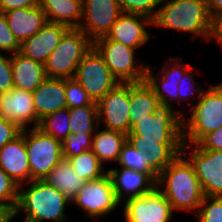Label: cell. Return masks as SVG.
Returning a JSON list of instances; mask_svg holds the SVG:
<instances>
[{"label":"cell","instance_id":"36","mask_svg":"<svg viewBox=\"0 0 222 222\" xmlns=\"http://www.w3.org/2000/svg\"><path fill=\"white\" fill-rule=\"evenodd\" d=\"M19 185L0 168V201L13 211L18 201Z\"/></svg>","mask_w":222,"mask_h":222},{"label":"cell","instance_id":"7","mask_svg":"<svg viewBox=\"0 0 222 222\" xmlns=\"http://www.w3.org/2000/svg\"><path fill=\"white\" fill-rule=\"evenodd\" d=\"M93 47L120 83H140L145 80L147 65L135 62V48L108 39L106 36L95 39Z\"/></svg>","mask_w":222,"mask_h":222},{"label":"cell","instance_id":"31","mask_svg":"<svg viewBox=\"0 0 222 222\" xmlns=\"http://www.w3.org/2000/svg\"><path fill=\"white\" fill-rule=\"evenodd\" d=\"M146 156V152L139 151L130 142L126 141L122 146L117 163L120 165V168L146 173L156 183L158 175L148 166L145 160Z\"/></svg>","mask_w":222,"mask_h":222},{"label":"cell","instance_id":"19","mask_svg":"<svg viewBox=\"0 0 222 222\" xmlns=\"http://www.w3.org/2000/svg\"><path fill=\"white\" fill-rule=\"evenodd\" d=\"M0 168L18 185L31 181L25 145V129L0 149Z\"/></svg>","mask_w":222,"mask_h":222},{"label":"cell","instance_id":"26","mask_svg":"<svg viewBox=\"0 0 222 222\" xmlns=\"http://www.w3.org/2000/svg\"><path fill=\"white\" fill-rule=\"evenodd\" d=\"M97 127L92 138L91 151L104 165L107 161H118L122 146L127 141V135L110 129L98 130Z\"/></svg>","mask_w":222,"mask_h":222},{"label":"cell","instance_id":"43","mask_svg":"<svg viewBox=\"0 0 222 222\" xmlns=\"http://www.w3.org/2000/svg\"><path fill=\"white\" fill-rule=\"evenodd\" d=\"M215 39L218 45L222 48V13L217 15L212 20V34L211 39Z\"/></svg>","mask_w":222,"mask_h":222},{"label":"cell","instance_id":"8","mask_svg":"<svg viewBox=\"0 0 222 222\" xmlns=\"http://www.w3.org/2000/svg\"><path fill=\"white\" fill-rule=\"evenodd\" d=\"M25 145L32 180H44L63 159L62 143L39 128L25 129Z\"/></svg>","mask_w":222,"mask_h":222},{"label":"cell","instance_id":"45","mask_svg":"<svg viewBox=\"0 0 222 222\" xmlns=\"http://www.w3.org/2000/svg\"><path fill=\"white\" fill-rule=\"evenodd\" d=\"M14 219V211L4 202L0 201V222H11Z\"/></svg>","mask_w":222,"mask_h":222},{"label":"cell","instance_id":"25","mask_svg":"<svg viewBox=\"0 0 222 222\" xmlns=\"http://www.w3.org/2000/svg\"><path fill=\"white\" fill-rule=\"evenodd\" d=\"M160 108L157 96L145 81L130 83V129L137 124V120L149 118Z\"/></svg>","mask_w":222,"mask_h":222},{"label":"cell","instance_id":"32","mask_svg":"<svg viewBox=\"0 0 222 222\" xmlns=\"http://www.w3.org/2000/svg\"><path fill=\"white\" fill-rule=\"evenodd\" d=\"M94 134L70 133L62 143L63 159H69L92 149Z\"/></svg>","mask_w":222,"mask_h":222},{"label":"cell","instance_id":"30","mask_svg":"<svg viewBox=\"0 0 222 222\" xmlns=\"http://www.w3.org/2000/svg\"><path fill=\"white\" fill-rule=\"evenodd\" d=\"M69 109L58 110L40 120L39 128L44 134L50 135L61 143L71 133L69 126Z\"/></svg>","mask_w":222,"mask_h":222},{"label":"cell","instance_id":"3","mask_svg":"<svg viewBox=\"0 0 222 222\" xmlns=\"http://www.w3.org/2000/svg\"><path fill=\"white\" fill-rule=\"evenodd\" d=\"M23 185L29 188L22 189ZM68 204L71 201L59 190L44 180H32L19 185L14 218L24 212L22 222H69L65 215Z\"/></svg>","mask_w":222,"mask_h":222},{"label":"cell","instance_id":"42","mask_svg":"<svg viewBox=\"0 0 222 222\" xmlns=\"http://www.w3.org/2000/svg\"><path fill=\"white\" fill-rule=\"evenodd\" d=\"M39 4V0H0V11L8 12L17 8H32Z\"/></svg>","mask_w":222,"mask_h":222},{"label":"cell","instance_id":"41","mask_svg":"<svg viewBox=\"0 0 222 222\" xmlns=\"http://www.w3.org/2000/svg\"><path fill=\"white\" fill-rule=\"evenodd\" d=\"M196 145L200 149L222 151V126L216 131L204 135Z\"/></svg>","mask_w":222,"mask_h":222},{"label":"cell","instance_id":"34","mask_svg":"<svg viewBox=\"0 0 222 222\" xmlns=\"http://www.w3.org/2000/svg\"><path fill=\"white\" fill-rule=\"evenodd\" d=\"M195 216L198 222H222V197L205 196Z\"/></svg>","mask_w":222,"mask_h":222},{"label":"cell","instance_id":"11","mask_svg":"<svg viewBox=\"0 0 222 222\" xmlns=\"http://www.w3.org/2000/svg\"><path fill=\"white\" fill-rule=\"evenodd\" d=\"M181 153L189 155L187 159L193 166L204 195L222 197V151L200 149L196 144H183Z\"/></svg>","mask_w":222,"mask_h":222},{"label":"cell","instance_id":"6","mask_svg":"<svg viewBox=\"0 0 222 222\" xmlns=\"http://www.w3.org/2000/svg\"><path fill=\"white\" fill-rule=\"evenodd\" d=\"M93 47V41L80 29L70 28L44 63L46 77L74 78L76 68Z\"/></svg>","mask_w":222,"mask_h":222},{"label":"cell","instance_id":"5","mask_svg":"<svg viewBox=\"0 0 222 222\" xmlns=\"http://www.w3.org/2000/svg\"><path fill=\"white\" fill-rule=\"evenodd\" d=\"M190 111L189 118L182 115V134L183 144L192 145L222 126V83L203 91Z\"/></svg>","mask_w":222,"mask_h":222},{"label":"cell","instance_id":"22","mask_svg":"<svg viewBox=\"0 0 222 222\" xmlns=\"http://www.w3.org/2000/svg\"><path fill=\"white\" fill-rule=\"evenodd\" d=\"M5 14L7 25L20 44L37 33L48 22L39 4L32 8H17Z\"/></svg>","mask_w":222,"mask_h":222},{"label":"cell","instance_id":"23","mask_svg":"<svg viewBox=\"0 0 222 222\" xmlns=\"http://www.w3.org/2000/svg\"><path fill=\"white\" fill-rule=\"evenodd\" d=\"M14 88L33 92L46 78L44 64L22 55H11Z\"/></svg>","mask_w":222,"mask_h":222},{"label":"cell","instance_id":"27","mask_svg":"<svg viewBox=\"0 0 222 222\" xmlns=\"http://www.w3.org/2000/svg\"><path fill=\"white\" fill-rule=\"evenodd\" d=\"M44 181L63 193L70 201L84 186V180L76 175L67 159H62L44 178Z\"/></svg>","mask_w":222,"mask_h":222},{"label":"cell","instance_id":"15","mask_svg":"<svg viewBox=\"0 0 222 222\" xmlns=\"http://www.w3.org/2000/svg\"><path fill=\"white\" fill-rule=\"evenodd\" d=\"M83 16L78 29L92 41L106 36L122 14L117 0H82Z\"/></svg>","mask_w":222,"mask_h":222},{"label":"cell","instance_id":"12","mask_svg":"<svg viewBox=\"0 0 222 222\" xmlns=\"http://www.w3.org/2000/svg\"><path fill=\"white\" fill-rule=\"evenodd\" d=\"M125 222H170L174 211L156 186L148 193L124 201Z\"/></svg>","mask_w":222,"mask_h":222},{"label":"cell","instance_id":"20","mask_svg":"<svg viewBox=\"0 0 222 222\" xmlns=\"http://www.w3.org/2000/svg\"><path fill=\"white\" fill-rule=\"evenodd\" d=\"M111 178L116 197L120 203L129 198L150 192L156 183L143 172L128 168H112L107 170Z\"/></svg>","mask_w":222,"mask_h":222},{"label":"cell","instance_id":"28","mask_svg":"<svg viewBox=\"0 0 222 222\" xmlns=\"http://www.w3.org/2000/svg\"><path fill=\"white\" fill-rule=\"evenodd\" d=\"M69 115L70 131L73 134H94L99 126L97 105L69 109Z\"/></svg>","mask_w":222,"mask_h":222},{"label":"cell","instance_id":"18","mask_svg":"<svg viewBox=\"0 0 222 222\" xmlns=\"http://www.w3.org/2000/svg\"><path fill=\"white\" fill-rule=\"evenodd\" d=\"M69 29L63 24L47 22L37 33L20 44L19 52L44 64Z\"/></svg>","mask_w":222,"mask_h":222},{"label":"cell","instance_id":"38","mask_svg":"<svg viewBox=\"0 0 222 222\" xmlns=\"http://www.w3.org/2000/svg\"><path fill=\"white\" fill-rule=\"evenodd\" d=\"M191 68H193V67H190L183 74L182 80L178 84L179 102L184 101L185 103H187L189 101L188 99H190L192 97L191 98L192 100H190V102H191V101H193V97H194V94H195V95H197L196 96L197 98L195 100V103H196L200 99V97H201V95L204 91V90H201L199 88L196 89V85H197L196 82H195L196 78L192 75V73H190ZM185 85H187V86H185ZM188 85L190 86L189 88H188Z\"/></svg>","mask_w":222,"mask_h":222},{"label":"cell","instance_id":"35","mask_svg":"<svg viewBox=\"0 0 222 222\" xmlns=\"http://www.w3.org/2000/svg\"><path fill=\"white\" fill-rule=\"evenodd\" d=\"M122 13L141 14L155 18L162 0H117ZM156 9V10H155Z\"/></svg>","mask_w":222,"mask_h":222},{"label":"cell","instance_id":"9","mask_svg":"<svg viewBox=\"0 0 222 222\" xmlns=\"http://www.w3.org/2000/svg\"><path fill=\"white\" fill-rule=\"evenodd\" d=\"M74 79L96 103L120 83L110 72L102 56L94 47L79 63Z\"/></svg>","mask_w":222,"mask_h":222},{"label":"cell","instance_id":"21","mask_svg":"<svg viewBox=\"0 0 222 222\" xmlns=\"http://www.w3.org/2000/svg\"><path fill=\"white\" fill-rule=\"evenodd\" d=\"M32 95L39 121L47 115L67 108L65 79L46 77Z\"/></svg>","mask_w":222,"mask_h":222},{"label":"cell","instance_id":"44","mask_svg":"<svg viewBox=\"0 0 222 222\" xmlns=\"http://www.w3.org/2000/svg\"><path fill=\"white\" fill-rule=\"evenodd\" d=\"M207 10L213 20L217 15L222 13V0H207Z\"/></svg>","mask_w":222,"mask_h":222},{"label":"cell","instance_id":"17","mask_svg":"<svg viewBox=\"0 0 222 222\" xmlns=\"http://www.w3.org/2000/svg\"><path fill=\"white\" fill-rule=\"evenodd\" d=\"M146 26H153V20L145 15L122 13L111 30L108 39L122 43L130 48L138 49L148 43L151 36Z\"/></svg>","mask_w":222,"mask_h":222},{"label":"cell","instance_id":"33","mask_svg":"<svg viewBox=\"0 0 222 222\" xmlns=\"http://www.w3.org/2000/svg\"><path fill=\"white\" fill-rule=\"evenodd\" d=\"M65 94L68 109L97 105L74 78L65 79Z\"/></svg>","mask_w":222,"mask_h":222},{"label":"cell","instance_id":"37","mask_svg":"<svg viewBox=\"0 0 222 222\" xmlns=\"http://www.w3.org/2000/svg\"><path fill=\"white\" fill-rule=\"evenodd\" d=\"M20 50V43L7 25L6 14L0 11V52H10L12 55Z\"/></svg>","mask_w":222,"mask_h":222},{"label":"cell","instance_id":"1","mask_svg":"<svg viewBox=\"0 0 222 222\" xmlns=\"http://www.w3.org/2000/svg\"><path fill=\"white\" fill-rule=\"evenodd\" d=\"M180 110L161 107L149 118L137 120L127 141L146 152L148 166L159 175L182 151V114Z\"/></svg>","mask_w":222,"mask_h":222},{"label":"cell","instance_id":"13","mask_svg":"<svg viewBox=\"0 0 222 222\" xmlns=\"http://www.w3.org/2000/svg\"><path fill=\"white\" fill-rule=\"evenodd\" d=\"M98 122L106 129L128 135L130 132V83H118L97 102Z\"/></svg>","mask_w":222,"mask_h":222},{"label":"cell","instance_id":"16","mask_svg":"<svg viewBox=\"0 0 222 222\" xmlns=\"http://www.w3.org/2000/svg\"><path fill=\"white\" fill-rule=\"evenodd\" d=\"M0 118L16 123L21 129L37 128L39 120L36 116L32 92L13 88L0 94Z\"/></svg>","mask_w":222,"mask_h":222},{"label":"cell","instance_id":"14","mask_svg":"<svg viewBox=\"0 0 222 222\" xmlns=\"http://www.w3.org/2000/svg\"><path fill=\"white\" fill-rule=\"evenodd\" d=\"M171 58V59H170ZM180 60V61H179ZM164 62L160 75L153 74L152 66L148 65L146 69L145 82L157 96L161 107L173 108L171 101H179L178 84L181 82L183 74L191 67L188 63H180L182 57H169L167 62ZM172 65V66H171Z\"/></svg>","mask_w":222,"mask_h":222},{"label":"cell","instance_id":"4","mask_svg":"<svg viewBox=\"0 0 222 222\" xmlns=\"http://www.w3.org/2000/svg\"><path fill=\"white\" fill-rule=\"evenodd\" d=\"M162 3L153 26L191 33L193 41L197 38L211 41L212 19L207 0H162Z\"/></svg>","mask_w":222,"mask_h":222},{"label":"cell","instance_id":"29","mask_svg":"<svg viewBox=\"0 0 222 222\" xmlns=\"http://www.w3.org/2000/svg\"><path fill=\"white\" fill-rule=\"evenodd\" d=\"M76 175L84 181H91L106 175L103 164L90 150L68 159Z\"/></svg>","mask_w":222,"mask_h":222},{"label":"cell","instance_id":"2","mask_svg":"<svg viewBox=\"0 0 222 222\" xmlns=\"http://www.w3.org/2000/svg\"><path fill=\"white\" fill-rule=\"evenodd\" d=\"M156 187L170 202L173 211L195 214L205 197L193 166L182 153L158 175Z\"/></svg>","mask_w":222,"mask_h":222},{"label":"cell","instance_id":"10","mask_svg":"<svg viewBox=\"0 0 222 222\" xmlns=\"http://www.w3.org/2000/svg\"><path fill=\"white\" fill-rule=\"evenodd\" d=\"M71 204L81 207L85 213L83 217L90 219L107 217L111 211L121 206L108 173L99 179L85 181Z\"/></svg>","mask_w":222,"mask_h":222},{"label":"cell","instance_id":"39","mask_svg":"<svg viewBox=\"0 0 222 222\" xmlns=\"http://www.w3.org/2000/svg\"><path fill=\"white\" fill-rule=\"evenodd\" d=\"M9 56L6 57L0 53V94L7 93L14 88L11 55Z\"/></svg>","mask_w":222,"mask_h":222},{"label":"cell","instance_id":"40","mask_svg":"<svg viewBox=\"0 0 222 222\" xmlns=\"http://www.w3.org/2000/svg\"><path fill=\"white\" fill-rule=\"evenodd\" d=\"M21 132L22 129L16 123L0 118V149L18 137Z\"/></svg>","mask_w":222,"mask_h":222},{"label":"cell","instance_id":"24","mask_svg":"<svg viewBox=\"0 0 222 222\" xmlns=\"http://www.w3.org/2000/svg\"><path fill=\"white\" fill-rule=\"evenodd\" d=\"M48 22L78 28L82 22V0H39Z\"/></svg>","mask_w":222,"mask_h":222}]
</instances>
